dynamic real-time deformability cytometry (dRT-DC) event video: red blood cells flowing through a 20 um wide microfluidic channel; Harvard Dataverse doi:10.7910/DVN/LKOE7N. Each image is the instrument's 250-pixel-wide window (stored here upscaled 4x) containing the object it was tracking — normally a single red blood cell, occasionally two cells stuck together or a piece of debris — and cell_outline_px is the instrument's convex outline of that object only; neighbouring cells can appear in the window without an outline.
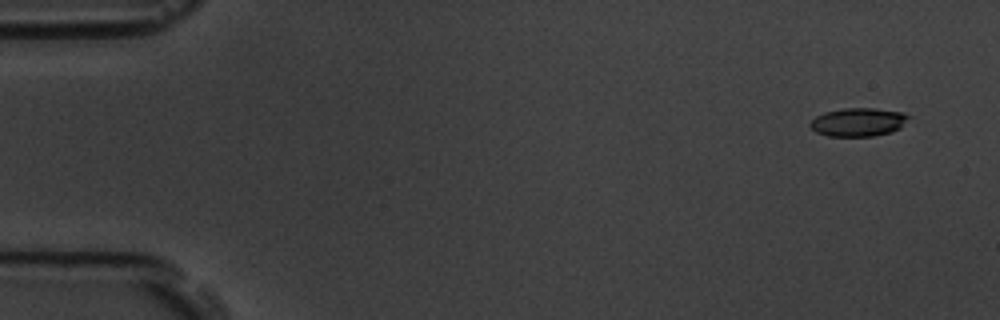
{"species": "common noctule bat (a hibernating species)", "species_latin": "Nyctalus noctula", "temperature_condition": "room temperature", "stored_images_in_passage": 5, "camera_frame_rate_fps": 3000, "um_per_image_px": 0.085, "animal": {"sex": "male", "body_mass_g": 19.5, "forearm_length_mm": 54.6}, "frame": {"image": 1, "passage_image": 1, "time_ms": 0.0, "image_size_px": [1000, 320], "cell_outline_px": [[912, 116], [900, 128], [892, 132], [872, 136], [828, 136], [816, 132], [808, 124], [816, 116], [824, 112], [844, 108], [876, 108], [904, 112]], "centroid_in_image_um": [72.99, 10.37], "position_along_channel_um": 12.0, "area_um2": 16.47}}
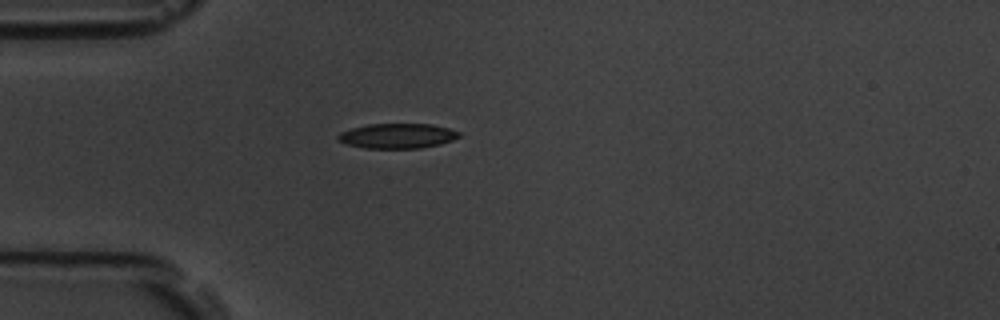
{"frame": {"image": 2, "passage_image": 4, "time_ms": 4.333, "image_size_px": [1000, 320], "cell_outline_px": [[460, 136], [452, 140], [440, 144], [420, 148], [364, 148], [348, 144], [336, 140], [336, 136], [340, 132], [352, 128], [368, 124], [432, 124], [448, 128], [460, 132]], "centroid_in_image_um": [33.76, 11.55], "position_along_channel_um": 51.2, "area_um2": 17.57}}